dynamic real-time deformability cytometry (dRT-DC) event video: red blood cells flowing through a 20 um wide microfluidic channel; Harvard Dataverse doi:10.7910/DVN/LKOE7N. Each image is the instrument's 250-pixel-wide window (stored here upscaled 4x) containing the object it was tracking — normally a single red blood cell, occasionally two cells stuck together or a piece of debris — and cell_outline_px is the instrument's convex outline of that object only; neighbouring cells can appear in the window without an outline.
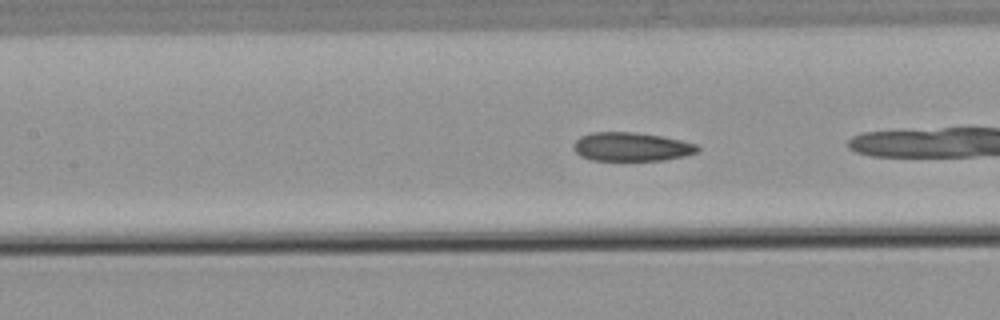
{"species": "common noctule bat (a hibernating species)", "species_latin": "Nyctalus noctula", "temperature_condition": "warm", "stored_images_in_passage": 9, "camera_frame_rate_fps": 3000, "um_per_image_px": 0.085, "animal": {"sex": "male", "body_mass_g": 21.5, "forearm_length_mm": 52.0}, "frame": {"image": 1, "passage_image": 7, "time_ms": 2.0, "image_size_px": [1000, 320], "cell_outline_px": [[700, 152], [688, 156], [664, 160], [592, 160], [580, 156], [572, 148], [572, 144], [580, 136], [592, 132], [636, 132], [660, 136], [680, 140], [696, 144], [700, 148]], "centroid_in_image_um": [53.68, 12.48], "position_along_channel_um": 153.7, "area_um2": 20.98}}